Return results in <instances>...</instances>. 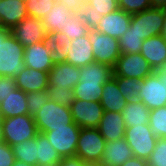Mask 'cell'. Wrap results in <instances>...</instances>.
<instances>
[{"mask_svg":"<svg viewBox=\"0 0 166 166\" xmlns=\"http://www.w3.org/2000/svg\"><path fill=\"white\" fill-rule=\"evenodd\" d=\"M48 100L49 94L47 90L27 93L29 114L33 116L37 111L42 109V105H45Z\"/></svg>","mask_w":166,"mask_h":166,"instance_id":"cell-36","label":"cell"},{"mask_svg":"<svg viewBox=\"0 0 166 166\" xmlns=\"http://www.w3.org/2000/svg\"><path fill=\"white\" fill-rule=\"evenodd\" d=\"M3 123H2V118L0 117V142L4 141V137H3Z\"/></svg>","mask_w":166,"mask_h":166,"instance_id":"cell-46","label":"cell"},{"mask_svg":"<svg viewBox=\"0 0 166 166\" xmlns=\"http://www.w3.org/2000/svg\"><path fill=\"white\" fill-rule=\"evenodd\" d=\"M152 7L166 9V0H150Z\"/></svg>","mask_w":166,"mask_h":166,"instance_id":"cell-45","label":"cell"},{"mask_svg":"<svg viewBox=\"0 0 166 166\" xmlns=\"http://www.w3.org/2000/svg\"><path fill=\"white\" fill-rule=\"evenodd\" d=\"M13 166H32V165L27 164L24 161H17V160H15Z\"/></svg>","mask_w":166,"mask_h":166,"instance_id":"cell-47","label":"cell"},{"mask_svg":"<svg viewBox=\"0 0 166 166\" xmlns=\"http://www.w3.org/2000/svg\"><path fill=\"white\" fill-rule=\"evenodd\" d=\"M56 2L68 7L71 13H79L88 4V0H56Z\"/></svg>","mask_w":166,"mask_h":166,"instance_id":"cell-42","label":"cell"},{"mask_svg":"<svg viewBox=\"0 0 166 166\" xmlns=\"http://www.w3.org/2000/svg\"><path fill=\"white\" fill-rule=\"evenodd\" d=\"M85 166H106V165L101 162H92V163H86Z\"/></svg>","mask_w":166,"mask_h":166,"instance_id":"cell-48","label":"cell"},{"mask_svg":"<svg viewBox=\"0 0 166 166\" xmlns=\"http://www.w3.org/2000/svg\"><path fill=\"white\" fill-rule=\"evenodd\" d=\"M68 20H72V13L68 7L55 3L42 18L46 31L51 39H55L61 32H66Z\"/></svg>","mask_w":166,"mask_h":166,"instance_id":"cell-19","label":"cell"},{"mask_svg":"<svg viewBox=\"0 0 166 166\" xmlns=\"http://www.w3.org/2000/svg\"><path fill=\"white\" fill-rule=\"evenodd\" d=\"M89 41L92 45L95 62L108 64L113 67L121 55L119 40L102 34L96 29H90Z\"/></svg>","mask_w":166,"mask_h":166,"instance_id":"cell-11","label":"cell"},{"mask_svg":"<svg viewBox=\"0 0 166 166\" xmlns=\"http://www.w3.org/2000/svg\"><path fill=\"white\" fill-rule=\"evenodd\" d=\"M61 156L53 148L44 133L37 134V166H56L61 163Z\"/></svg>","mask_w":166,"mask_h":166,"instance_id":"cell-28","label":"cell"},{"mask_svg":"<svg viewBox=\"0 0 166 166\" xmlns=\"http://www.w3.org/2000/svg\"><path fill=\"white\" fill-rule=\"evenodd\" d=\"M58 58L76 67L95 62L89 34L58 45Z\"/></svg>","mask_w":166,"mask_h":166,"instance_id":"cell-7","label":"cell"},{"mask_svg":"<svg viewBox=\"0 0 166 166\" xmlns=\"http://www.w3.org/2000/svg\"><path fill=\"white\" fill-rule=\"evenodd\" d=\"M121 166H148V163L145 159L133 156L129 160L124 162Z\"/></svg>","mask_w":166,"mask_h":166,"instance_id":"cell-44","label":"cell"},{"mask_svg":"<svg viewBox=\"0 0 166 166\" xmlns=\"http://www.w3.org/2000/svg\"><path fill=\"white\" fill-rule=\"evenodd\" d=\"M133 152L125 138L106 142L101 163L106 166H121L133 157Z\"/></svg>","mask_w":166,"mask_h":166,"instance_id":"cell-22","label":"cell"},{"mask_svg":"<svg viewBox=\"0 0 166 166\" xmlns=\"http://www.w3.org/2000/svg\"><path fill=\"white\" fill-rule=\"evenodd\" d=\"M40 133L52 131V128L67 127L73 122L70 106L48 100L42 109L33 115Z\"/></svg>","mask_w":166,"mask_h":166,"instance_id":"cell-3","label":"cell"},{"mask_svg":"<svg viewBox=\"0 0 166 166\" xmlns=\"http://www.w3.org/2000/svg\"><path fill=\"white\" fill-rule=\"evenodd\" d=\"M143 39L129 26L128 30L119 38L121 54L140 53Z\"/></svg>","mask_w":166,"mask_h":166,"instance_id":"cell-32","label":"cell"},{"mask_svg":"<svg viewBox=\"0 0 166 166\" xmlns=\"http://www.w3.org/2000/svg\"><path fill=\"white\" fill-rule=\"evenodd\" d=\"M15 160L37 166V136L12 146Z\"/></svg>","mask_w":166,"mask_h":166,"instance_id":"cell-30","label":"cell"},{"mask_svg":"<svg viewBox=\"0 0 166 166\" xmlns=\"http://www.w3.org/2000/svg\"><path fill=\"white\" fill-rule=\"evenodd\" d=\"M113 76V69L110 65L93 62L80 67L79 83H91L104 85Z\"/></svg>","mask_w":166,"mask_h":166,"instance_id":"cell-26","label":"cell"},{"mask_svg":"<svg viewBox=\"0 0 166 166\" xmlns=\"http://www.w3.org/2000/svg\"><path fill=\"white\" fill-rule=\"evenodd\" d=\"M161 35L166 39V18H165L164 25L161 30Z\"/></svg>","mask_w":166,"mask_h":166,"instance_id":"cell-49","label":"cell"},{"mask_svg":"<svg viewBox=\"0 0 166 166\" xmlns=\"http://www.w3.org/2000/svg\"><path fill=\"white\" fill-rule=\"evenodd\" d=\"M148 166H166V138H157L155 148L147 159Z\"/></svg>","mask_w":166,"mask_h":166,"instance_id":"cell-37","label":"cell"},{"mask_svg":"<svg viewBox=\"0 0 166 166\" xmlns=\"http://www.w3.org/2000/svg\"><path fill=\"white\" fill-rule=\"evenodd\" d=\"M118 8L128 14H136L152 7L150 0H117Z\"/></svg>","mask_w":166,"mask_h":166,"instance_id":"cell-38","label":"cell"},{"mask_svg":"<svg viewBox=\"0 0 166 166\" xmlns=\"http://www.w3.org/2000/svg\"><path fill=\"white\" fill-rule=\"evenodd\" d=\"M24 47L12 35L11 29H0V76L16 77L25 67Z\"/></svg>","mask_w":166,"mask_h":166,"instance_id":"cell-1","label":"cell"},{"mask_svg":"<svg viewBox=\"0 0 166 166\" xmlns=\"http://www.w3.org/2000/svg\"><path fill=\"white\" fill-rule=\"evenodd\" d=\"M1 28H4V27H3V24H2V21H1V17H0V29Z\"/></svg>","mask_w":166,"mask_h":166,"instance_id":"cell-50","label":"cell"},{"mask_svg":"<svg viewBox=\"0 0 166 166\" xmlns=\"http://www.w3.org/2000/svg\"><path fill=\"white\" fill-rule=\"evenodd\" d=\"M0 17L4 28L11 29L28 17L26 4L20 0H0Z\"/></svg>","mask_w":166,"mask_h":166,"instance_id":"cell-24","label":"cell"},{"mask_svg":"<svg viewBox=\"0 0 166 166\" xmlns=\"http://www.w3.org/2000/svg\"><path fill=\"white\" fill-rule=\"evenodd\" d=\"M49 100L64 106H70L75 99L74 89H47Z\"/></svg>","mask_w":166,"mask_h":166,"instance_id":"cell-39","label":"cell"},{"mask_svg":"<svg viewBox=\"0 0 166 166\" xmlns=\"http://www.w3.org/2000/svg\"><path fill=\"white\" fill-rule=\"evenodd\" d=\"M15 156L12 147L6 142H0V166H13Z\"/></svg>","mask_w":166,"mask_h":166,"instance_id":"cell-41","label":"cell"},{"mask_svg":"<svg viewBox=\"0 0 166 166\" xmlns=\"http://www.w3.org/2000/svg\"><path fill=\"white\" fill-rule=\"evenodd\" d=\"M73 122L80 128H97L104 112L100 101L74 99L70 104Z\"/></svg>","mask_w":166,"mask_h":166,"instance_id":"cell-14","label":"cell"},{"mask_svg":"<svg viewBox=\"0 0 166 166\" xmlns=\"http://www.w3.org/2000/svg\"><path fill=\"white\" fill-rule=\"evenodd\" d=\"M29 114L27 107V93L16 88L0 104V117L10 118L18 115Z\"/></svg>","mask_w":166,"mask_h":166,"instance_id":"cell-25","label":"cell"},{"mask_svg":"<svg viewBox=\"0 0 166 166\" xmlns=\"http://www.w3.org/2000/svg\"><path fill=\"white\" fill-rule=\"evenodd\" d=\"M80 130L81 128L72 122L67 127L52 128V131L44 134L61 158H65L76 155Z\"/></svg>","mask_w":166,"mask_h":166,"instance_id":"cell-10","label":"cell"},{"mask_svg":"<svg viewBox=\"0 0 166 166\" xmlns=\"http://www.w3.org/2000/svg\"><path fill=\"white\" fill-rule=\"evenodd\" d=\"M4 142L9 146L34 139L39 133L37 125L30 114L2 119Z\"/></svg>","mask_w":166,"mask_h":166,"instance_id":"cell-4","label":"cell"},{"mask_svg":"<svg viewBox=\"0 0 166 166\" xmlns=\"http://www.w3.org/2000/svg\"><path fill=\"white\" fill-rule=\"evenodd\" d=\"M126 127L149 124L150 110L140 101H127L122 110Z\"/></svg>","mask_w":166,"mask_h":166,"instance_id":"cell-27","label":"cell"},{"mask_svg":"<svg viewBox=\"0 0 166 166\" xmlns=\"http://www.w3.org/2000/svg\"><path fill=\"white\" fill-rule=\"evenodd\" d=\"M149 126L157 138H166V106L150 110Z\"/></svg>","mask_w":166,"mask_h":166,"instance_id":"cell-34","label":"cell"},{"mask_svg":"<svg viewBox=\"0 0 166 166\" xmlns=\"http://www.w3.org/2000/svg\"><path fill=\"white\" fill-rule=\"evenodd\" d=\"M99 101L104 111L118 113L122 112L127 103L117 86V81L113 77L103 85V93Z\"/></svg>","mask_w":166,"mask_h":166,"instance_id":"cell-23","label":"cell"},{"mask_svg":"<svg viewBox=\"0 0 166 166\" xmlns=\"http://www.w3.org/2000/svg\"><path fill=\"white\" fill-rule=\"evenodd\" d=\"M12 35L25 48L50 39L40 18L26 17L11 28Z\"/></svg>","mask_w":166,"mask_h":166,"instance_id":"cell-13","label":"cell"},{"mask_svg":"<svg viewBox=\"0 0 166 166\" xmlns=\"http://www.w3.org/2000/svg\"><path fill=\"white\" fill-rule=\"evenodd\" d=\"M105 144L97 128H81L75 156L85 163L101 162Z\"/></svg>","mask_w":166,"mask_h":166,"instance_id":"cell-8","label":"cell"},{"mask_svg":"<svg viewBox=\"0 0 166 166\" xmlns=\"http://www.w3.org/2000/svg\"><path fill=\"white\" fill-rule=\"evenodd\" d=\"M117 81V86L127 101L139 100L142 80L112 76Z\"/></svg>","mask_w":166,"mask_h":166,"instance_id":"cell-31","label":"cell"},{"mask_svg":"<svg viewBox=\"0 0 166 166\" xmlns=\"http://www.w3.org/2000/svg\"><path fill=\"white\" fill-rule=\"evenodd\" d=\"M166 18V9L151 7L132 15L130 26L141 39L161 34Z\"/></svg>","mask_w":166,"mask_h":166,"instance_id":"cell-6","label":"cell"},{"mask_svg":"<svg viewBox=\"0 0 166 166\" xmlns=\"http://www.w3.org/2000/svg\"><path fill=\"white\" fill-rule=\"evenodd\" d=\"M139 100L149 109L166 106V69L155 70L142 80Z\"/></svg>","mask_w":166,"mask_h":166,"instance_id":"cell-5","label":"cell"},{"mask_svg":"<svg viewBox=\"0 0 166 166\" xmlns=\"http://www.w3.org/2000/svg\"><path fill=\"white\" fill-rule=\"evenodd\" d=\"M60 165L61 166H85L86 163L80 157L71 156V157L62 158Z\"/></svg>","mask_w":166,"mask_h":166,"instance_id":"cell-43","label":"cell"},{"mask_svg":"<svg viewBox=\"0 0 166 166\" xmlns=\"http://www.w3.org/2000/svg\"><path fill=\"white\" fill-rule=\"evenodd\" d=\"M140 54L148 61L154 71L165 69L166 39L161 34L145 39Z\"/></svg>","mask_w":166,"mask_h":166,"instance_id":"cell-16","label":"cell"},{"mask_svg":"<svg viewBox=\"0 0 166 166\" xmlns=\"http://www.w3.org/2000/svg\"><path fill=\"white\" fill-rule=\"evenodd\" d=\"M118 9L117 0H88L87 6L79 12L83 23L90 29H96L100 19Z\"/></svg>","mask_w":166,"mask_h":166,"instance_id":"cell-18","label":"cell"},{"mask_svg":"<svg viewBox=\"0 0 166 166\" xmlns=\"http://www.w3.org/2000/svg\"><path fill=\"white\" fill-rule=\"evenodd\" d=\"M112 69L113 76L139 80H143L154 72L148 61L140 53L121 54Z\"/></svg>","mask_w":166,"mask_h":166,"instance_id":"cell-12","label":"cell"},{"mask_svg":"<svg viewBox=\"0 0 166 166\" xmlns=\"http://www.w3.org/2000/svg\"><path fill=\"white\" fill-rule=\"evenodd\" d=\"M80 67L57 58L48 72V89L71 90L79 83Z\"/></svg>","mask_w":166,"mask_h":166,"instance_id":"cell-15","label":"cell"},{"mask_svg":"<svg viewBox=\"0 0 166 166\" xmlns=\"http://www.w3.org/2000/svg\"><path fill=\"white\" fill-rule=\"evenodd\" d=\"M103 93V85L78 83L74 87L75 99L84 101H99Z\"/></svg>","mask_w":166,"mask_h":166,"instance_id":"cell-33","label":"cell"},{"mask_svg":"<svg viewBox=\"0 0 166 166\" xmlns=\"http://www.w3.org/2000/svg\"><path fill=\"white\" fill-rule=\"evenodd\" d=\"M14 78L17 88L26 93L44 91L49 87L48 72H42L33 68L24 67Z\"/></svg>","mask_w":166,"mask_h":166,"instance_id":"cell-21","label":"cell"},{"mask_svg":"<svg viewBox=\"0 0 166 166\" xmlns=\"http://www.w3.org/2000/svg\"><path fill=\"white\" fill-rule=\"evenodd\" d=\"M97 129L106 142L124 138L126 124L122 113L104 111Z\"/></svg>","mask_w":166,"mask_h":166,"instance_id":"cell-20","label":"cell"},{"mask_svg":"<svg viewBox=\"0 0 166 166\" xmlns=\"http://www.w3.org/2000/svg\"><path fill=\"white\" fill-rule=\"evenodd\" d=\"M55 3L56 0H27L25 4L28 17L42 19Z\"/></svg>","mask_w":166,"mask_h":166,"instance_id":"cell-35","label":"cell"},{"mask_svg":"<svg viewBox=\"0 0 166 166\" xmlns=\"http://www.w3.org/2000/svg\"><path fill=\"white\" fill-rule=\"evenodd\" d=\"M124 138L135 157L147 160L155 148L157 137L149 124L126 127Z\"/></svg>","mask_w":166,"mask_h":166,"instance_id":"cell-9","label":"cell"},{"mask_svg":"<svg viewBox=\"0 0 166 166\" xmlns=\"http://www.w3.org/2000/svg\"><path fill=\"white\" fill-rule=\"evenodd\" d=\"M132 15L121 9L104 15L96 28L99 32L110 37L119 38L128 30Z\"/></svg>","mask_w":166,"mask_h":166,"instance_id":"cell-17","label":"cell"},{"mask_svg":"<svg viewBox=\"0 0 166 166\" xmlns=\"http://www.w3.org/2000/svg\"><path fill=\"white\" fill-rule=\"evenodd\" d=\"M57 58L58 45L51 38L24 48L23 60L25 67L49 72Z\"/></svg>","mask_w":166,"mask_h":166,"instance_id":"cell-2","label":"cell"},{"mask_svg":"<svg viewBox=\"0 0 166 166\" xmlns=\"http://www.w3.org/2000/svg\"><path fill=\"white\" fill-rule=\"evenodd\" d=\"M14 77L0 76V104L5 98L16 90Z\"/></svg>","mask_w":166,"mask_h":166,"instance_id":"cell-40","label":"cell"},{"mask_svg":"<svg viewBox=\"0 0 166 166\" xmlns=\"http://www.w3.org/2000/svg\"><path fill=\"white\" fill-rule=\"evenodd\" d=\"M90 28H88L82 21L79 13H72V20H68L66 25V32H61L54 40L57 45L67 43L74 38H79L88 35Z\"/></svg>","mask_w":166,"mask_h":166,"instance_id":"cell-29","label":"cell"}]
</instances>
